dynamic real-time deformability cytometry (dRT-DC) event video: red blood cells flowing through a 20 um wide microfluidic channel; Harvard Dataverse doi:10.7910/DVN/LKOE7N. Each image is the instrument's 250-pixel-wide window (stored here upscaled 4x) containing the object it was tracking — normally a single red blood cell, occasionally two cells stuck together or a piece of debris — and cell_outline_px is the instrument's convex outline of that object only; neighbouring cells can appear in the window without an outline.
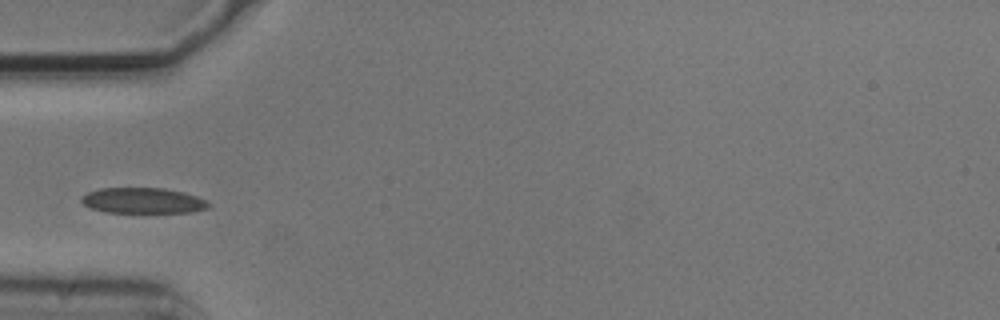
{"species": "common noctule bat (a hibernating species)", "species_latin": "Nyctalus noctula", "temperature_condition": "cold", "stored_images_in_passage": 4, "camera_frame_rate_fps": 3000, "um_per_image_px": 0.085, "animal": {"sex": "male", "body_mass_g": 20.5, "forearm_length_mm": 52.5}, "frame": {"image": 1, "passage_image": 4, "time_ms": 1.0, "image_size_px": [1000, 320], "cell_outline_px": [[212, 204], [208, 208], [192, 212], [104, 212], [92, 208], [84, 204], [80, 200], [80, 196], [88, 192], [100, 188], [164, 188], [184, 192], [208, 200]], "centroid_in_image_um": [12.17, 17.04], "position_along_channel_um": 72.8, "area_um2": 19.07}}